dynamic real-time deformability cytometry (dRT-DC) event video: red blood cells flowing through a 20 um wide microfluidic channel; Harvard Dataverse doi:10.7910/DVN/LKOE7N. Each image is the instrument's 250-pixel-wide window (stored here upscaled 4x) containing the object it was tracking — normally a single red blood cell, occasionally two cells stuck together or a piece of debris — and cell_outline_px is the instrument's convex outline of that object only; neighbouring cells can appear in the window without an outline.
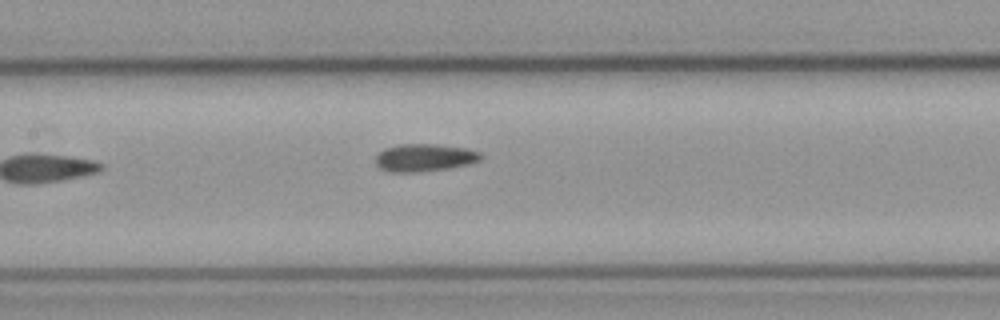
{"species": "common noctule bat (a hibernating species)", "species_latin": "Nyctalus noctula", "temperature_condition": "cold", "stored_images_in_passage": 6, "camera_frame_rate_fps": 3000, "um_per_image_px": 0.085, "animal": {"sex": "male", "body_mass_g": 23.1, "forearm_length_mm": 52.7}, "frame": {"image": 1, "passage_image": 6, "time_ms": 1.667, "image_size_px": [1000, 320], "cell_outline_px": [[484, 156], [480, 160], [468, 164], [448, 168], [416, 172], [388, 172], [380, 168], [376, 164], [376, 156], [384, 148], [400, 144], [436, 144], [464, 148], [480, 152]], "centroid_in_image_um": [36.07, 13.4], "position_along_channel_um": 171.3, "area_um2": 16.88}}